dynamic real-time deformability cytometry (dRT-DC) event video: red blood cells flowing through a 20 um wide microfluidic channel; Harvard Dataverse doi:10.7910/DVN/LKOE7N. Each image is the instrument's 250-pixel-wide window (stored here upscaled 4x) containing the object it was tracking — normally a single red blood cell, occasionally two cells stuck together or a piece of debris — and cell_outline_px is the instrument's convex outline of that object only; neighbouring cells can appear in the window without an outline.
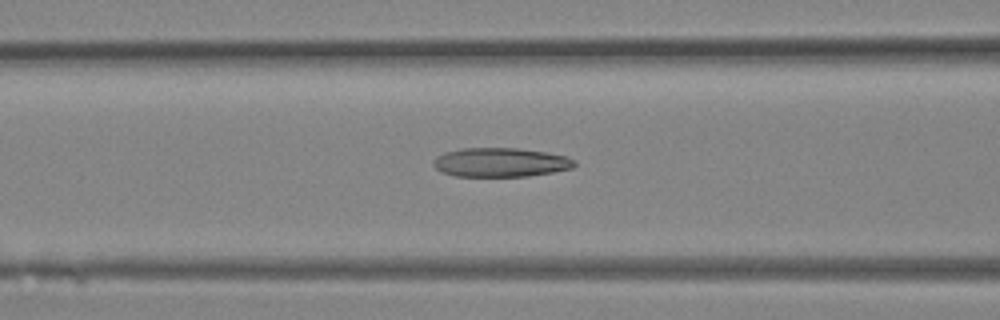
{"species": "Egyptian fruit bat (a non-hibernating species)", "species_latin": "Rousettus aegyptiacus", "temperature_condition": "room temperature", "stored_images_in_passage": 22, "camera_frame_rate_fps": 3000, "um_per_image_px": 0.085, "animal": {"sex": "female"}, "frame": {"image": 1, "passage_image": 5, "time_ms": 1.333, "image_size_px": [1000, 320], "cell_outline_px": [[576, 164], [572, 168], [552, 172], [528, 176], [456, 176], [440, 172], [432, 164], [432, 160], [436, 156], [444, 152], [460, 148], [516, 148], [548, 152], [568, 156], [576, 160]], "centroid_in_image_um": [42.53, 13.79], "position_along_channel_um": 124.1, "area_um2": 24.16}}
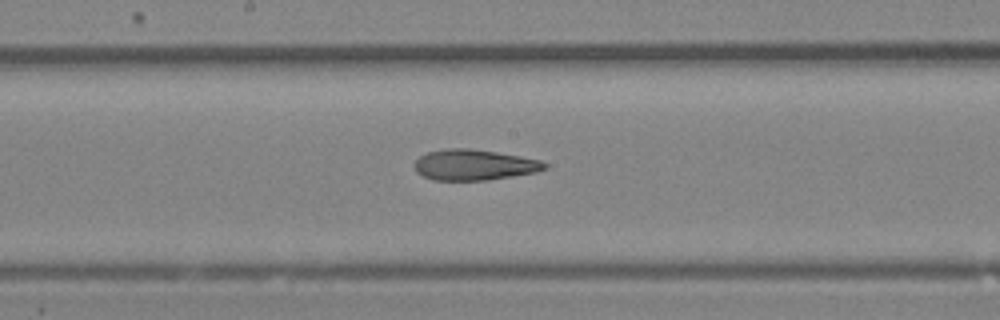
{"frame": {"image": 2, "passage_image": 9, "time_ms": 2.667, "image_size_px": [1000, 320], "cell_outline_px": [[548, 168], [536, 172], [488, 180], [432, 180], [416, 172], [416, 160], [420, 156], [428, 152], [448, 148], [468, 148], [496, 152], [520, 156], [540, 160], [548, 164]], "centroid_in_image_um": [40.33, 14.01], "position_along_channel_um": 207.9, "area_um2": 23.18}}
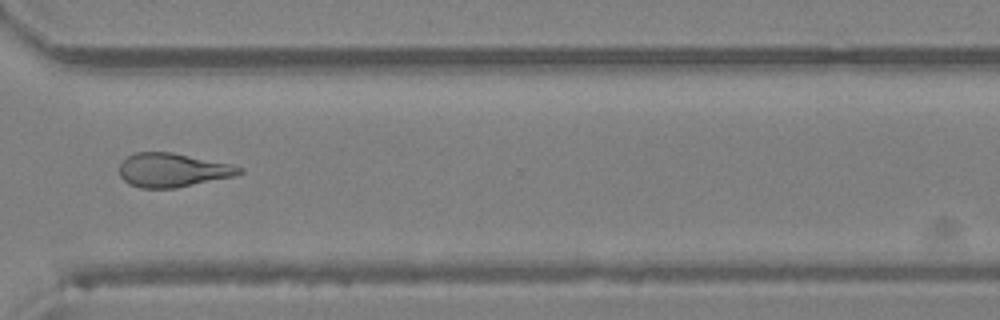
{"frame": {"image": 3, "passage_image": 16, "time_ms": 5.0, "image_size_px": [1000, 320], "cell_outline_px": [[244, 172], [236, 176], [176, 188], [140, 188], [128, 184], [120, 176], [120, 164], [128, 156], [136, 152], [172, 152], [228, 164], [244, 168]], "centroid_in_image_um": [14.67, 14.47], "position_along_channel_um": 355.9, "area_um2": 23.58}}